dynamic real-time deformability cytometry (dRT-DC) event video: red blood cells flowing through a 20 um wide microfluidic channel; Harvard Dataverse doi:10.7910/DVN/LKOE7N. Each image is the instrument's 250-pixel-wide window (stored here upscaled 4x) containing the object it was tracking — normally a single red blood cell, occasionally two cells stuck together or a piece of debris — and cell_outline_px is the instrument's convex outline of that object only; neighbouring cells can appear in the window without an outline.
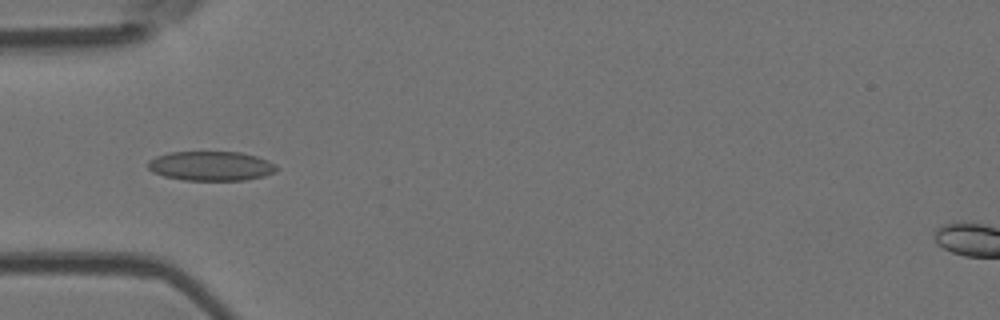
{"species": "Egyptian fruit bat (a non-hibernating species)", "species_latin": "Rousettus aegyptiacus", "temperature_condition": "room temperature", "stored_images_in_passage": 50, "segment_of_instrument_passage": [1, 2], "camera_frame_rate_fps": 3000, "um_per_image_px": 0.085, "animal": {"sex": "female"}, "frame": {"image": 1, "passage_image": 15, "time_ms": 4.667, "image_size_px": [1000, 320], "cell_outline_px": [[280, 168], [276, 172], [264, 176], [244, 180], [184, 180], [164, 176], [152, 172], [148, 168], [148, 160], [156, 156], [168, 152], [240, 152], [256, 156], [268, 160], [276, 164]], "centroid_in_image_um": [17.95, 14.11], "position_along_channel_um": 67.0, "area_um2": 22.25}}
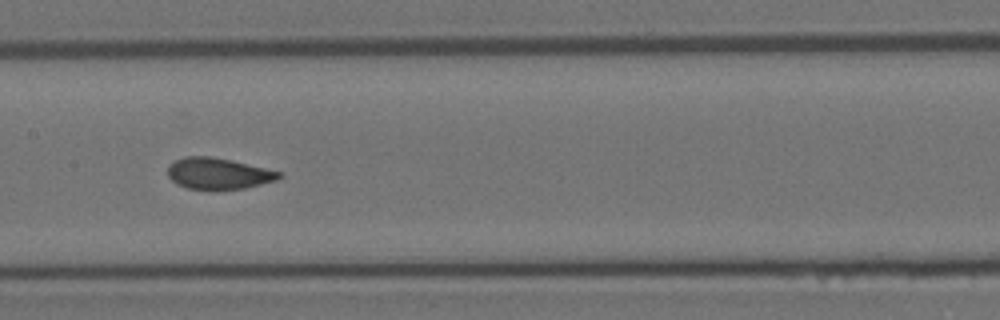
{"frame": {"image": 2, "passage_image": 24, "time_ms": 7.667, "image_size_px": [1000, 320], "cell_outline_px": [[284, 176], [276, 180], [244, 188], [216, 192], [188, 188], [176, 184], [168, 176], [168, 164], [184, 156], [212, 156], [232, 160], [284, 172]], "centroid_in_image_um": [18.57, 14.77], "position_along_channel_um": 188.8, "area_um2": 20.98}}
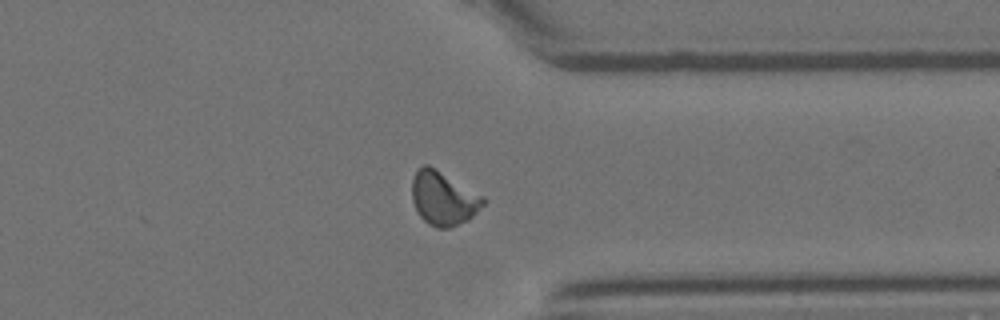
{"frame": {"image": 3, "passage_image": 38, "time_ms": 12.333, "image_size_px": [1000, 320], "cell_outline_px": [[488, 200], [468, 220], [448, 228], [436, 228], [428, 224], [420, 216], [412, 200], [412, 180], [416, 172], [424, 164], [428, 164], [484, 196]], "centroid_in_image_um": [37.7, 16.86], "position_along_channel_um": 373.7, "area_um2": 22.2}}